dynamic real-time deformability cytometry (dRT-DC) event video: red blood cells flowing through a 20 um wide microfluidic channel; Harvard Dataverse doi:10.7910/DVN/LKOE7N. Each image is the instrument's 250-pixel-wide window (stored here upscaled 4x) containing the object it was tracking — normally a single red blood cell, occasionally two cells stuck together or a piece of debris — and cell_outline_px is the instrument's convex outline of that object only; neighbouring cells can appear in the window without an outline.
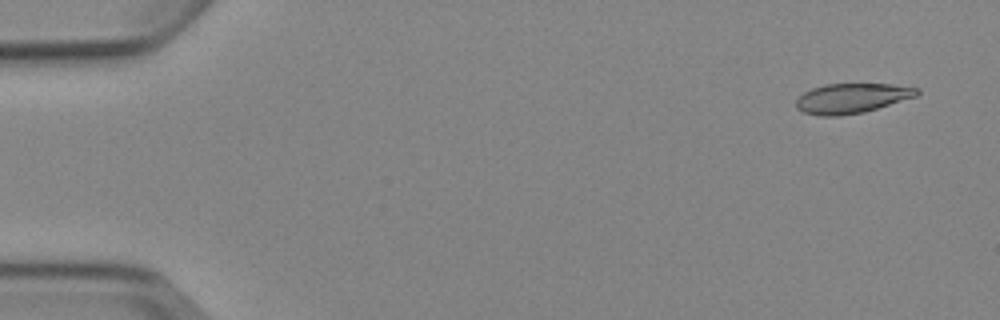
{"species": "Egyptian fruit bat (a non-hibernating species)", "species_latin": "Rousettus aegyptiacus", "temperature_condition": "cold", "stored_images_in_passage": 8, "camera_frame_rate_fps": 3000, "um_per_image_px": 0.085, "animal": {"sex": "female"}, "frame": {"image": 1, "passage_image": 1, "time_ms": 0.0, "image_size_px": [1000, 320], "cell_outline_px": [[920, 92], [916, 96], [864, 112], [840, 116], [820, 116], [804, 112], [796, 108], [796, 100], [804, 92], [812, 88], [824, 84], [892, 84], [920, 88]], "centroid_in_image_um": [72.39, 8.35], "position_along_channel_um": 12.6, "area_um2": 20.98}}
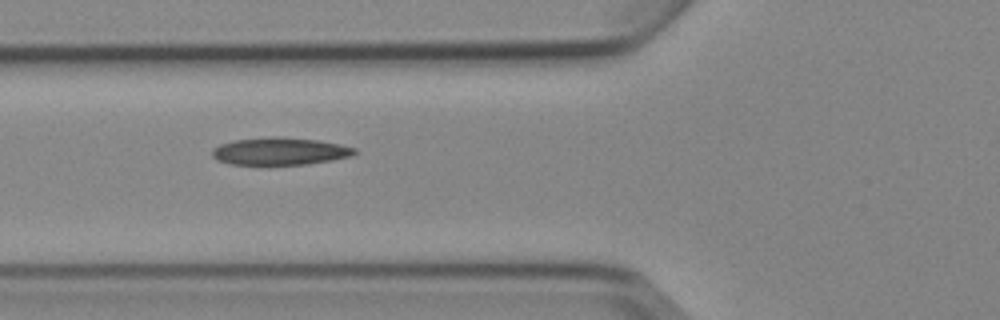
{"frame": {"image": 2, "passage_image": 6, "time_ms": 5.667, "image_size_px": [1000, 320], "cell_outline_px": [[356, 152], [352, 156], [332, 160], [308, 164], [268, 168], [260, 168], [228, 164], [216, 160], [212, 156], [212, 148], [220, 144], [232, 140], [272, 136], [276, 136], [316, 140], [340, 144], [356, 148]], "centroid_in_image_um": [23.7, 12.91], "position_along_channel_um": 102.1, "area_um2": 24.1}}
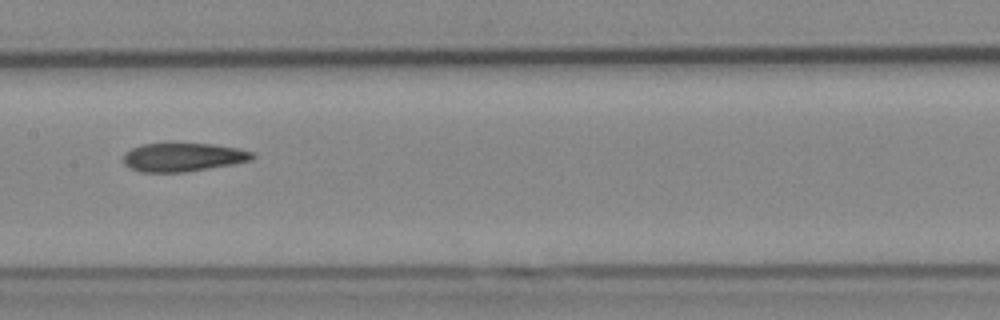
{"frame": {"image": 3, "passage_image": 8, "time_ms": 8.0, "image_size_px": [1000, 320], "cell_outline_px": [[256, 156], [252, 160], [232, 164], [184, 172], [140, 172], [128, 168], [124, 164], [124, 152], [140, 144], [172, 140], [212, 144], [236, 148], [252, 152]], "centroid_in_image_um": [15.49, 13.31], "position_along_channel_um": 191.9, "area_um2": 22.37}}